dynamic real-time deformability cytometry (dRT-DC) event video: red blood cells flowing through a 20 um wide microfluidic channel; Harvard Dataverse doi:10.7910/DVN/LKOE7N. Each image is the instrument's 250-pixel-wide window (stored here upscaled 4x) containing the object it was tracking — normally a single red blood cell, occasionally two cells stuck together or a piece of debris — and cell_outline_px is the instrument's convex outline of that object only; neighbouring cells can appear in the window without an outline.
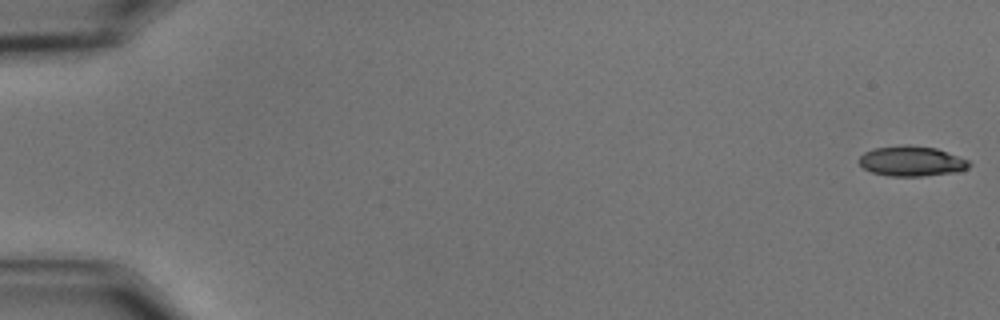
{"species": "common noctule bat (a hibernating species)", "species_latin": "Nyctalus noctula", "temperature_condition": "cold", "stored_images_in_passage": 58, "camera_frame_rate_fps": 3000, "um_per_image_px": 0.085, "animal": {"sex": "male", "body_mass_g": 15.6}, "frame": {"image": 1, "passage_image": 1, "time_ms": 0.0, "image_size_px": [1000, 320], "cell_outline_px": [[972, 164], [968, 168], [956, 172], [920, 176], [888, 176], [872, 172], [864, 168], [860, 164], [860, 156], [864, 152], [872, 148], [900, 144], [908, 144], [936, 148], [968, 160]], "centroid_in_image_um": [77.47, 13.68], "position_along_channel_um": 7.5, "area_um2": 19.42}}
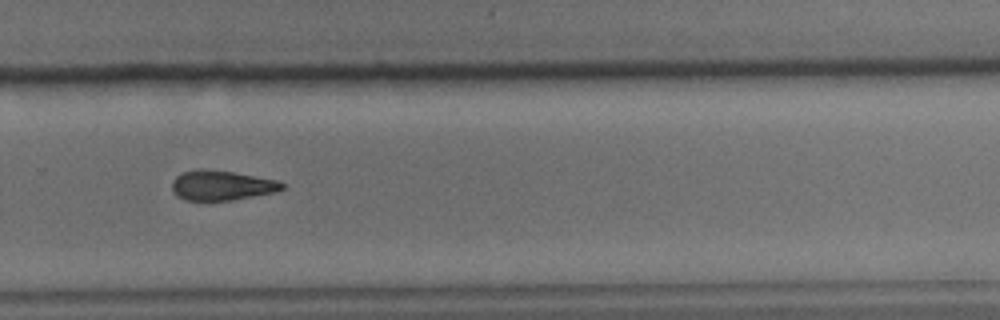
{"frame": {"image": 2, "passage_image": 40, "time_ms": 13.0, "image_size_px": [1000, 320], "cell_outline_px": [[284, 188], [272, 192], [232, 200], [184, 200], [176, 196], [172, 192], [172, 180], [176, 176], [184, 172], [196, 168], [200, 168], [232, 172], [276, 180], [284, 184]], "centroid_in_image_um": [18.76, 15.75], "position_along_channel_um": 311.0, "area_um2": 18.96}}
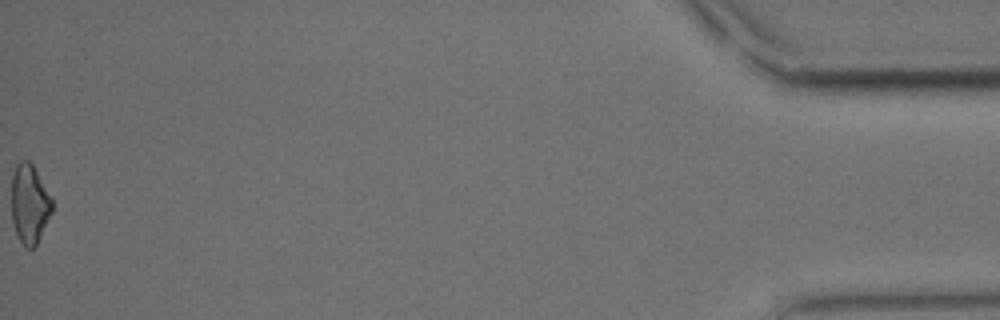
{"frame": {"image": 3, "passage_image": 58, "time_ms": 19.0, "image_size_px": [1000, 320], "cell_outline_px": [[52, 212], [36, 244], [32, 248], [24, 248], [16, 236], [12, 224], [12, 172], [16, 160], [28, 160], [32, 164], [52, 196]], "centroid_in_image_um": [2.49, 17.31], "position_along_channel_um": 432.7, "area_um2": 19.07}, "authors_computed_cell_mechanics": {"area_um2": 19.8543, "velocity_mm_per_s": 3.5478, "shape_relaxation_time_tau1_ms": 6.0691, "shape_relaxation_time_tau2_ms": null, "deformation_change_tau1": 0.1541, "deformation_change_tau2": null}}